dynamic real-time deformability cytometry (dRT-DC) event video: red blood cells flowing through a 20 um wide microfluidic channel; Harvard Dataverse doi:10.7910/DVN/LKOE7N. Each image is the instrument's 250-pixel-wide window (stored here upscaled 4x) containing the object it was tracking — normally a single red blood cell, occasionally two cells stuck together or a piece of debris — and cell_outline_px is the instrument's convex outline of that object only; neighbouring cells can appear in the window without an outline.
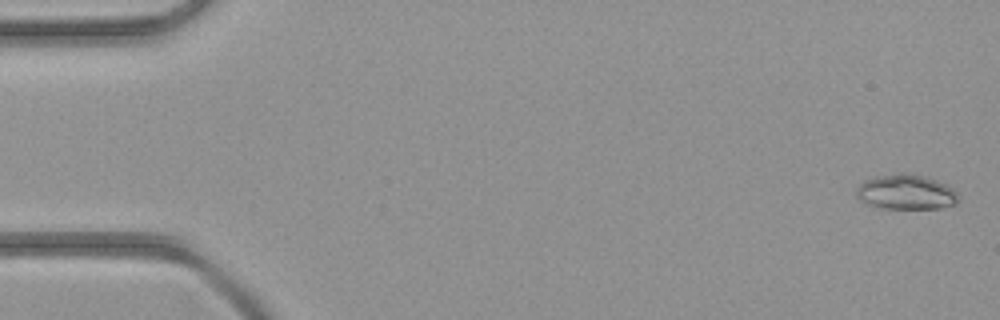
{"species": "common noctule bat (a hibernating species)", "species_latin": "Nyctalus noctula", "temperature_condition": "room temperature", "stored_images_in_passage": 4, "camera_frame_rate_fps": 3000, "um_per_image_px": 0.085, "animal": {"sex": "female", "body_mass_g": 21.9}, "frame": {"image": 1, "passage_image": 1, "time_ms": 0.0, "image_size_px": [1000, 320], "cell_outline_px": [[960, 200], [956, 204], [940, 208], [884, 208], [868, 204], [860, 200], [856, 196], [856, 188], [864, 180], [876, 176], [900, 172], [908, 172], [924, 176], [936, 180], [952, 188], [960, 196]], "centroid_in_image_um": [77.02, 16.31], "position_along_channel_um": 8.0, "area_um2": 20.92}}